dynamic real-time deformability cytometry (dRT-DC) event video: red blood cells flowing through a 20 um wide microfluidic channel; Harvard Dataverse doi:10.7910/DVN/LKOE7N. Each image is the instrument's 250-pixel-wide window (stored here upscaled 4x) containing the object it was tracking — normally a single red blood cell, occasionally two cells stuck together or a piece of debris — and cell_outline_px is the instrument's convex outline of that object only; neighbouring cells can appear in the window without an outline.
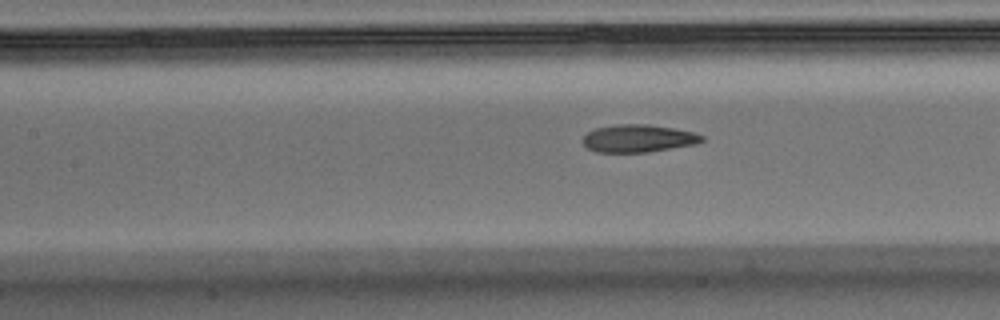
{"species": "Egyptian fruit bat (a non-hibernating species)", "species_latin": "Rousettus aegyptiacus", "temperature_condition": "warm", "stored_images_in_passage": 40, "camera_frame_rate_fps": 3000, "um_per_image_px": 0.085, "animal": {"sex": "male"}, "frame": {"image": 1, "passage_image": 21, "time_ms": 6.667, "image_size_px": [1000, 320], "cell_outline_px": [[704, 140], [696, 144], [648, 152], [596, 152], [588, 148], [584, 144], [584, 136], [588, 132], [596, 128], [616, 124], [648, 124], [676, 128], [692, 132], [704, 136]], "centroid_in_image_um": [54.28, 11.76], "position_along_channel_um": 153.1, "area_um2": 19.13}}
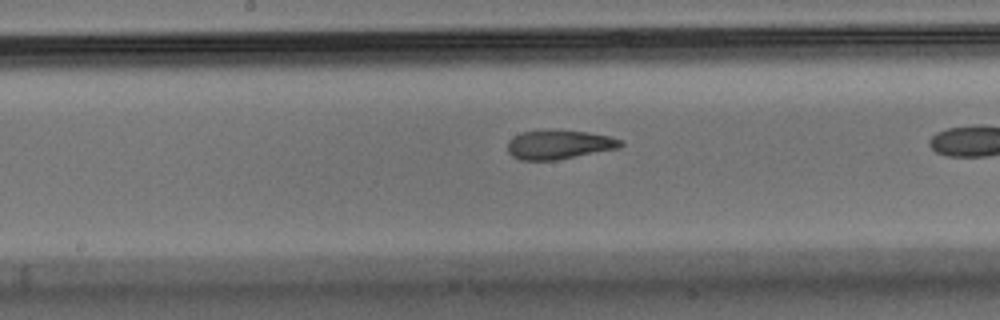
{"frame": {"image": 2, "passage_image": 25, "time_ms": 8.0, "image_size_px": [1000, 320], "cell_outline_px": [[624, 144], [620, 148], [556, 160], [520, 160], [512, 156], [508, 152], [508, 140], [520, 132], [588, 132], [608, 136], [624, 140]], "centroid_in_image_um": [47.54, 12.32], "position_along_channel_um": 200.7, "area_um2": 18.67}}
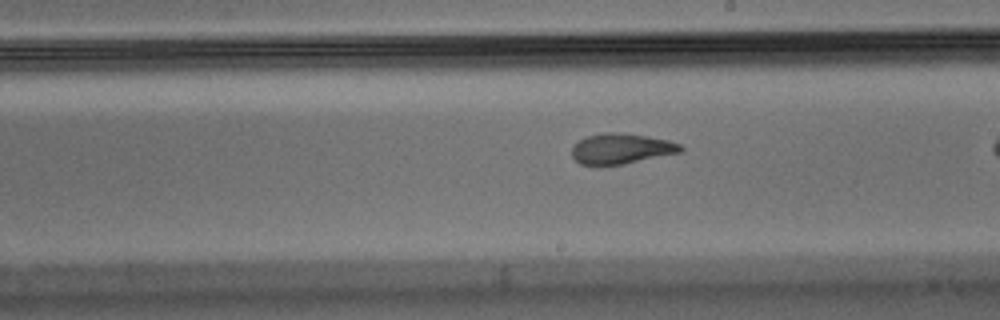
{"frame": {"image": 3, "passage_image": 28, "time_ms": 9.0, "image_size_px": [1000, 320], "cell_outline_px": [[684, 152], [624, 164], [596, 168], [580, 164], [572, 156], [572, 144], [584, 136], [604, 132], [612, 132], [648, 136], [668, 140], [680, 144], [684, 148]], "centroid_in_image_um": [52.76, 12.67], "position_along_channel_um": 236.2, "area_um2": 20.06}}